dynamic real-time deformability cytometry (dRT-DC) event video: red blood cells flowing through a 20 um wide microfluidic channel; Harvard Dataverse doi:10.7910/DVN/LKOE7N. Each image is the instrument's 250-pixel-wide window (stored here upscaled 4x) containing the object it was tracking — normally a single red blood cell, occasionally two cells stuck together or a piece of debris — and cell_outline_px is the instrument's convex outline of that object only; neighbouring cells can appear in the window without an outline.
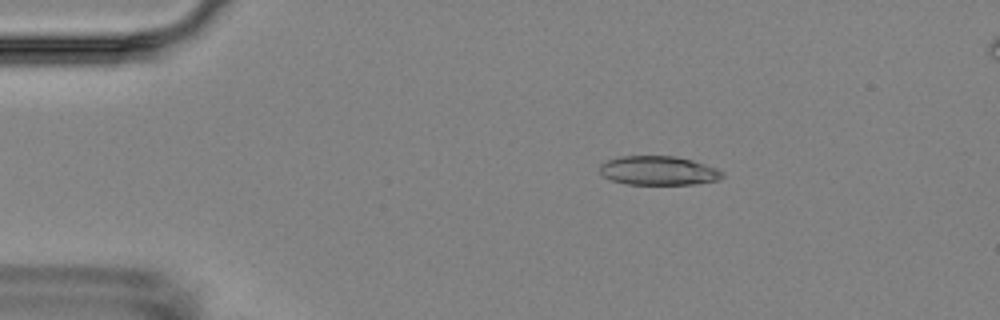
{"species": "Egyptian fruit bat (a non-hibernating species)", "species_latin": "Rousettus aegyptiacus", "temperature_condition": "room temperature", "stored_images_in_passage": 6, "camera_frame_rate_fps": 3000, "um_per_image_px": 0.085, "animal": {"sex": "female"}, "frame": {"image": 1, "passage_image": 1, "time_ms": 0.0, "image_size_px": [1000, 320], "cell_outline_px": [[724, 176], [716, 180], [696, 184], [628, 184], [612, 180], [604, 176], [600, 172], [600, 164], [608, 160], [620, 156], [676, 156], [692, 160], [716, 168], [724, 172]], "centroid_in_image_um": [55.97, 14.5], "position_along_channel_um": 29.0, "area_um2": 20.63}}
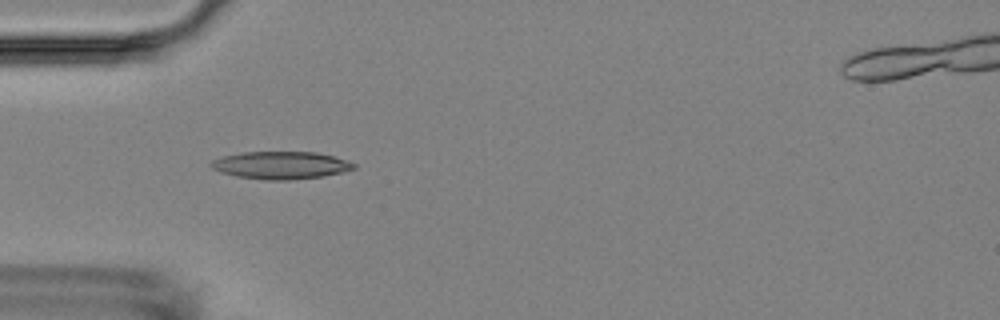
{"frame": {"image": 2, "passage_image": 3, "time_ms": 2.333, "image_size_px": [1000, 320], "cell_outline_px": [[356, 168], [340, 172], [320, 176], [288, 180], [264, 180], [236, 176], [220, 172], [212, 168], [208, 164], [212, 160], [224, 156], [244, 152], [316, 152], [348, 160], [356, 164]], "centroid_in_image_um": [23.84, 14.04], "position_along_channel_um": 61.2, "area_um2": 22.77}}
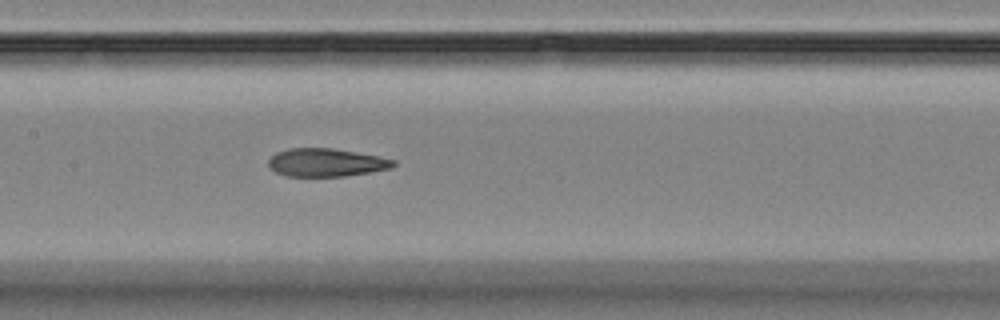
{"frame": {"image": 3, "passage_image": 6, "time_ms": 5.667, "image_size_px": [1000, 320], "cell_outline_px": [[396, 164], [392, 168], [344, 176], [284, 176], [276, 172], [268, 164], [268, 160], [276, 152], [288, 148], [332, 148], [376, 156], [396, 160]], "centroid_in_image_um": [27.7, 13.81], "position_along_channel_um": 179.7, "area_um2": 20.29}}